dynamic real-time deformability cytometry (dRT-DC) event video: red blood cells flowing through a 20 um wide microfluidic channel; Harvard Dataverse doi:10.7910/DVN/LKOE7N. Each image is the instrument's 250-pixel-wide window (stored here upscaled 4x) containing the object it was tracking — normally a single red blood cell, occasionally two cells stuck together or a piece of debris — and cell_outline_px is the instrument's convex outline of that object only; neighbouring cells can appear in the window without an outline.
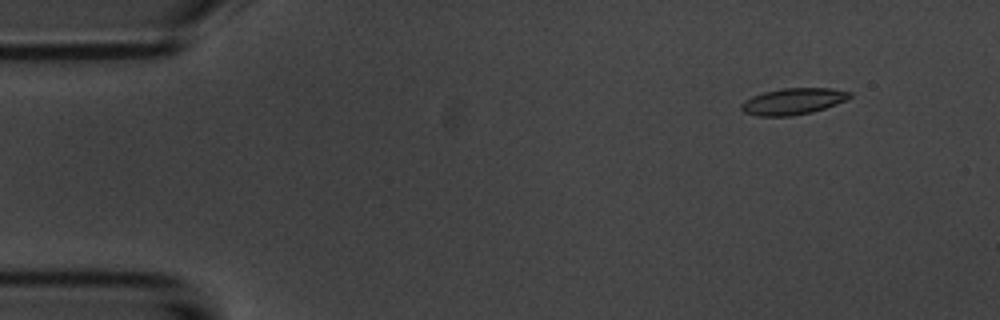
{"species": "common noctule bat (a hibernating species)", "species_latin": "Nyctalus noctula", "temperature_condition": "room temperature", "stored_images_in_passage": 5, "camera_frame_rate_fps": 3000, "um_per_image_px": 0.085, "animal": {"sex": "male", "body_mass_g": 20.1, "forearm_length_mm": 53.5}, "frame": {"image": 1, "passage_image": 2, "time_ms": 1.333, "image_size_px": [1000, 320], "cell_outline_px": [[852, 96], [836, 104], [812, 112], [792, 116], [756, 116], [744, 112], [740, 108], [740, 104], [744, 100], [752, 96], [764, 92], [784, 88], [832, 88], [852, 92]], "centroid_in_image_um": [67.39, 8.61], "position_along_channel_um": 17.6, "area_um2": 16.7}}
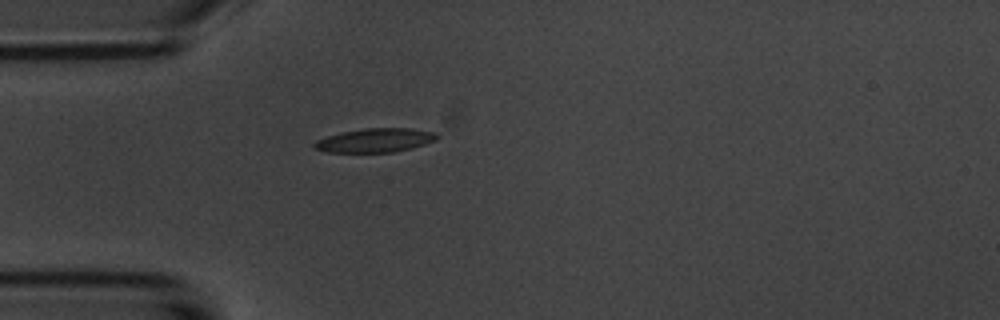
{"frame": {"image": 2, "passage_image": 5, "time_ms": 4.667, "image_size_px": [1000, 320], "cell_outline_px": [[440, 136], [436, 140], [412, 148], [392, 152], [324, 152], [312, 148], [312, 144], [316, 140], [328, 136], [344, 132], [364, 128], [412, 128], [436, 132]], "centroid_in_image_um": [31.89, 11.92], "position_along_channel_um": 53.1, "area_um2": 17.17}}